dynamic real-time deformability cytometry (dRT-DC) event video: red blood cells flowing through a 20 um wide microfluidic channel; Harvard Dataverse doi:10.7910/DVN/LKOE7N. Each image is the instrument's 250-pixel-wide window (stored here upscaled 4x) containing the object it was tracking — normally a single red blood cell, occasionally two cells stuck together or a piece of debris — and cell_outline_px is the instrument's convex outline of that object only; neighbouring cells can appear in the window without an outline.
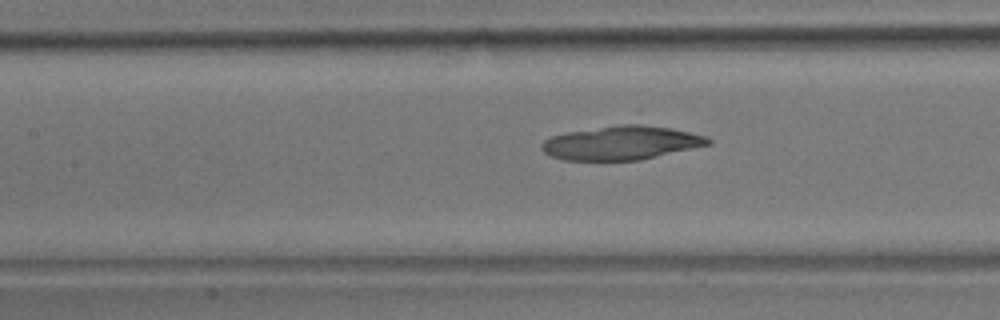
{"species": "common noctule bat (a hibernating species)", "species_latin": "Nyctalus noctula", "temperature_condition": "room temperature", "stored_images_in_passage": 52, "camera_frame_rate_fps": 3000, "um_per_image_px": 0.085, "animal": {"sex": "male", "body_mass_g": 17.9}, "frame": {"image": 1, "passage_image": 23, "time_ms": 7.333, "image_size_px": [1000, 320], "cell_outline_px": [[712, 144], [640, 160], [564, 160], [548, 156], [540, 148], [540, 144], [544, 140], [552, 136], [568, 132], [620, 124], [640, 124], [672, 128], [708, 136], [712, 140]], "centroid_in_image_um": [52.83, 12.15], "position_along_channel_um": 154.6, "area_um2": 32.95}}
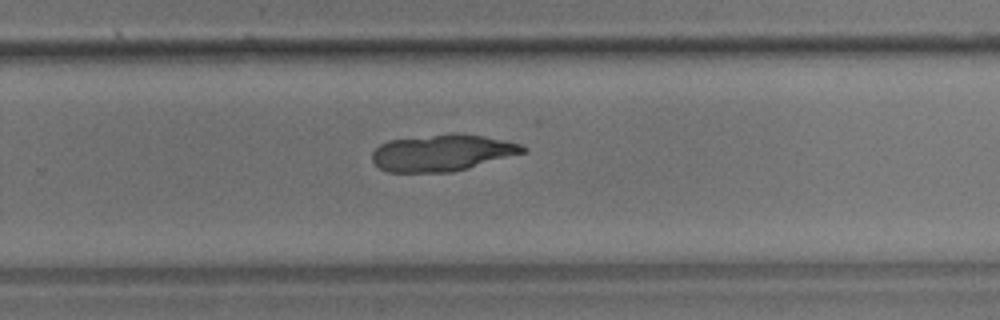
{"frame": {"image": 2, "passage_image": 34, "time_ms": 11.0, "image_size_px": [1000, 320], "cell_outline_px": [[528, 152], [468, 168], [452, 172], [388, 172], [380, 168], [372, 160], [372, 152], [380, 144], [388, 140], [452, 132], [456, 132], [484, 136], [520, 144], [528, 148]], "centroid_in_image_um": [37.6, 12.97], "position_along_channel_um": 292.2, "area_um2": 32.43}}
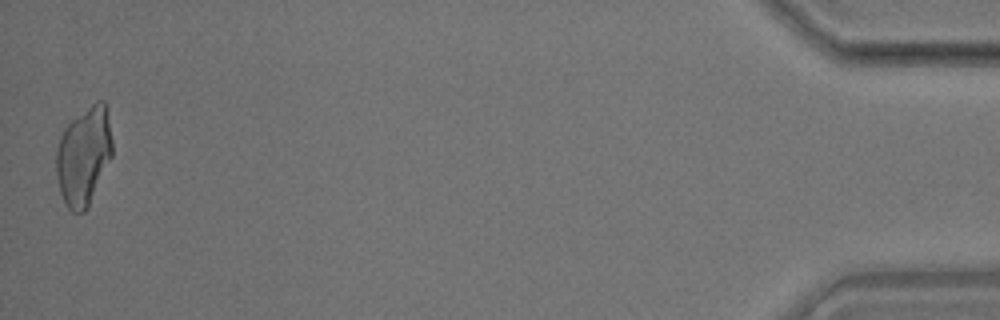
{"frame": {"image": 3, "passage_image": 52, "time_ms": 17.0, "image_size_px": [1000, 320], "cell_outline_px": [[112, 156], [88, 208], [84, 212], [72, 212], [68, 208], [60, 192], [56, 176], [56, 148], [60, 136], [64, 128], [72, 120], [96, 100], [104, 100], [112, 140]], "centroid_in_image_um": [7.11, 13.28], "position_along_channel_um": 428.1, "area_um2": 32.08}}